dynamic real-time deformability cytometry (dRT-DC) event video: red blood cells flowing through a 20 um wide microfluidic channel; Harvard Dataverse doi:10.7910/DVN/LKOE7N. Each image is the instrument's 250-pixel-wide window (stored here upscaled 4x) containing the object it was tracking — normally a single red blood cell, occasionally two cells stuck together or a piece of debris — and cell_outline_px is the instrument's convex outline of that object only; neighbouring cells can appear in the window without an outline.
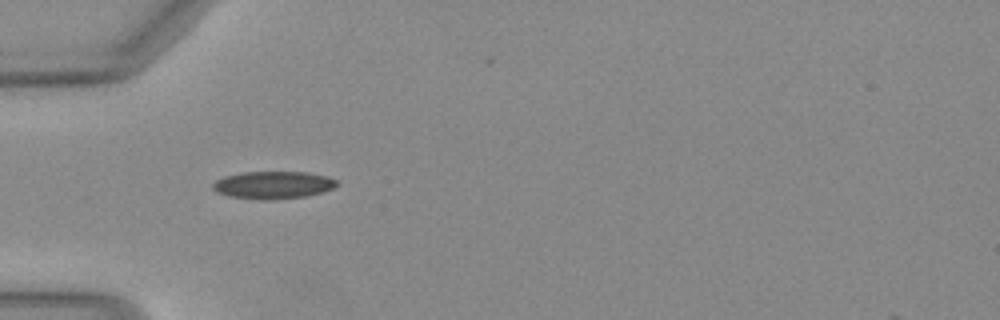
{"species": "Egyptian fruit bat (a non-hibernating species)", "species_latin": "Rousettus aegyptiacus", "temperature_condition": "warm", "stored_images_in_passage": 29, "camera_frame_rate_fps": 3000, "um_per_image_px": 0.085, "animal": {"sex": "female"}, "frame": {"image": 1, "passage_image": 1, "time_ms": 0.0, "image_size_px": [1000, 320], "cell_outline_px": [[340, 184], [332, 188], [320, 192], [304, 196], [272, 200], [260, 200], [228, 196], [216, 192], [212, 188], [212, 184], [216, 180], [224, 176], [244, 172], [308, 172], [328, 176], [336, 180]], "centroid_in_image_um": [23.19, 15.72], "position_along_channel_um": 61.8, "area_um2": 19.94}}
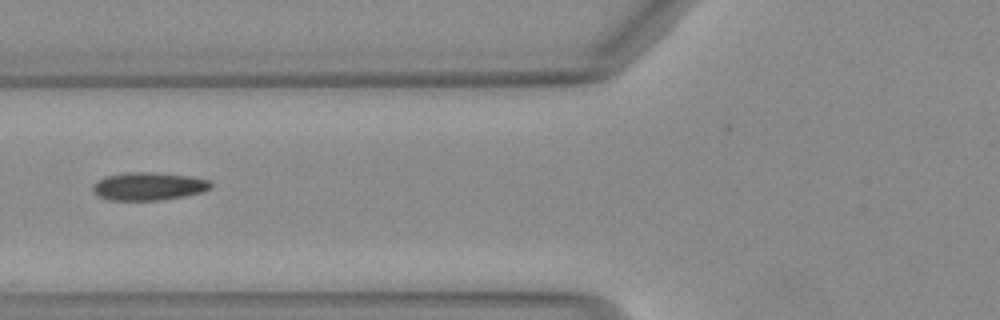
{"frame": {"image": 2, "passage_image": 5, "time_ms": 1.333, "image_size_px": [1000, 320], "cell_outline_px": [[212, 188], [204, 192], [184, 196], [160, 200], [108, 200], [100, 196], [92, 188], [92, 184], [96, 180], [104, 176], [128, 172], [152, 172], [188, 176], [208, 180], [212, 184]], "centroid_in_image_um": [12.62, 15.83], "position_along_channel_um": 113.2, "area_um2": 19.25}}